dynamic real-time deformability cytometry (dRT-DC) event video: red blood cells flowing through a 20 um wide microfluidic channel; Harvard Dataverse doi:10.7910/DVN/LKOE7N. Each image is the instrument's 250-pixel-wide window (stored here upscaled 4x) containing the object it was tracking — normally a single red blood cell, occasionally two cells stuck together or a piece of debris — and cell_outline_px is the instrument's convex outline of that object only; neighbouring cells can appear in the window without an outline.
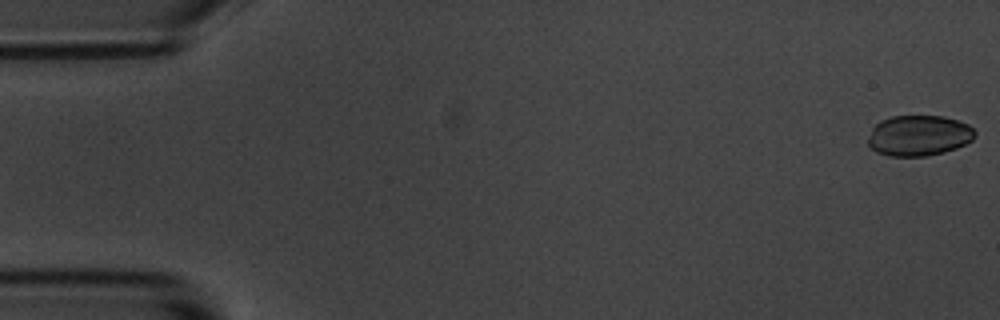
{"species": "common noctule bat (a hibernating species)", "species_latin": "Nyctalus noctula", "temperature_condition": "room temperature", "stored_images_in_passage": 6, "camera_frame_rate_fps": 3000, "um_per_image_px": 0.085, "animal": {"sex": "male", "body_mass_g": 20.1, "forearm_length_mm": 53.5}, "frame": {"image": 1, "passage_image": 1, "time_ms": 0.0, "image_size_px": [1000, 320], "cell_outline_px": [[976, 136], [972, 140], [956, 148], [944, 152], [928, 156], [888, 156], [876, 152], [868, 144], [868, 140], [872, 128], [880, 120], [892, 116], [944, 116], [968, 124], [976, 132]], "centroid_in_image_um": [78.1, 11.52], "position_along_channel_um": 6.9, "area_um2": 25.37}}